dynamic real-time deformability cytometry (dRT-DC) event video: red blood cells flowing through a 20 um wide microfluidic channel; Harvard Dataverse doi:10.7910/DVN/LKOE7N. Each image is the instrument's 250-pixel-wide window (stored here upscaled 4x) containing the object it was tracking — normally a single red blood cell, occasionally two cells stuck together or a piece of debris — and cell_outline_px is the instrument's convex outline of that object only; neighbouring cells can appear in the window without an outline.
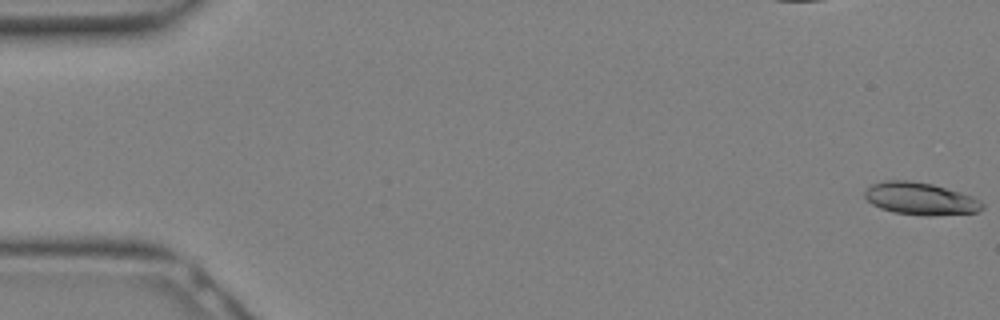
{"species": "Egyptian fruit bat (a non-hibernating species)", "species_latin": "Rousettus aegyptiacus", "temperature_condition": "warm", "stored_images_in_passage": 12, "camera_frame_rate_fps": 3000, "um_per_image_px": 0.085, "animal": {"sex": "female"}, "frame": {"image": 1, "passage_image": 1, "time_ms": 0.0, "image_size_px": [1000, 320], "cell_outline_px": [[984, 208], [976, 212], [932, 216], [924, 216], [892, 212], [880, 208], [872, 204], [864, 196], [864, 192], [872, 184], [884, 180], [912, 180], [932, 184], [960, 192], [972, 196], [980, 200], [984, 204]], "centroid_in_image_um": [78.23, 16.89], "position_along_channel_um": 6.8, "area_um2": 22.31}}